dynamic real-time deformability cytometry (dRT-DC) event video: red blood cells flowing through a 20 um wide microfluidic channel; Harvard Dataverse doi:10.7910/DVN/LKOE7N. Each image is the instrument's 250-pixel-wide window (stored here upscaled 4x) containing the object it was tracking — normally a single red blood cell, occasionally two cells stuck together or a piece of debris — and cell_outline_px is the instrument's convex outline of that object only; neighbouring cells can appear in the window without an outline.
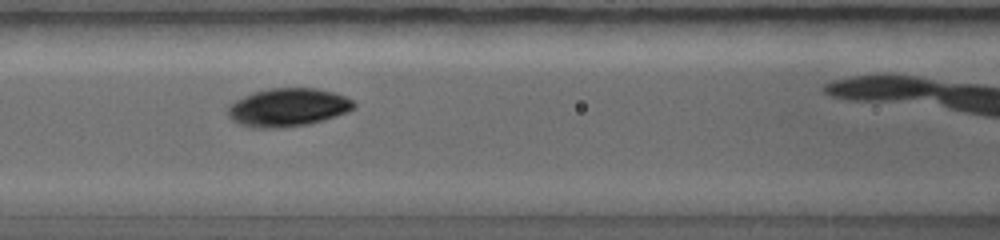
{"species": "common noctule bat (a hibernating species)", "species_latin": "Nyctalus noctula", "temperature_condition": "warm", "stored_images_in_passage": 30, "camera_frame_rate_fps": 5000, "um_per_image_px": 0.085, "animal": {"sex": "female", "body_mass_g": 19.0, "forearm_length_mm": 56.7}, "frame": {"image": 1, "passage_image": 9, "time_ms": 2.0, "image_size_px": [1000, 240], "cell_outline_px": [[356, 108], [348, 112], [320, 120], [304, 124], [248, 124], [236, 120], [228, 112], [228, 104], [252, 92], [268, 88], [316, 88], [336, 92], [352, 100], [356, 104]], "centroid_in_image_um": [24.59, 9.02], "position_along_channel_um": 142.0, "area_um2": 26.41}}
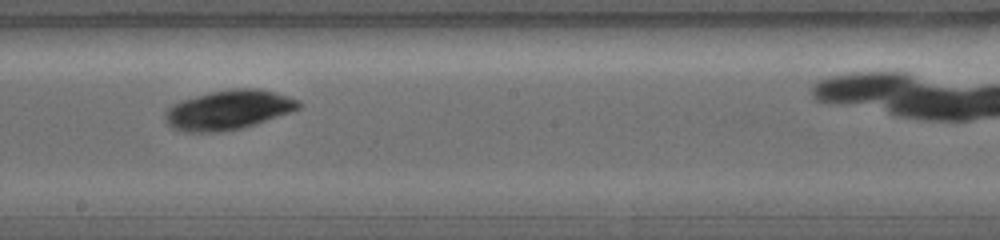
{"frame": {"image": 2, "passage_image": 15, "time_ms": 3.4, "image_size_px": [1000, 240], "cell_outline_px": [[304, 104], [300, 108], [252, 124], [236, 128], [180, 128], [172, 124], [164, 116], [164, 112], [172, 104], [180, 100], [228, 88], [260, 88], [276, 92], [300, 100]], "centroid_in_image_um": [19.55, 9.22], "position_along_channel_um": 228.7, "area_um2": 28.78}}
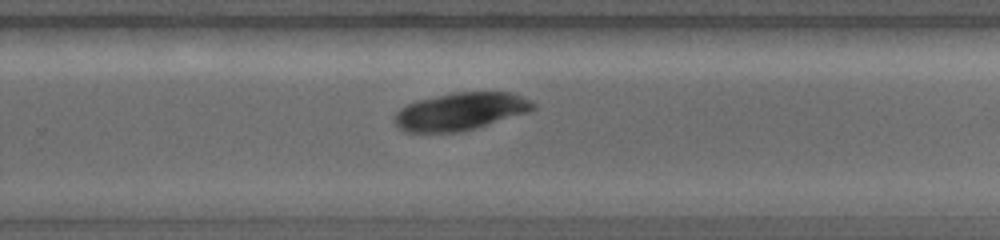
{"frame": {"image": 3, "passage_image": 19, "time_ms": 4.4, "image_size_px": [1000, 240], "cell_outline_px": [[536, 108], [532, 112], [472, 128], [448, 132], [408, 132], [400, 128], [396, 124], [396, 112], [400, 108], [416, 100], [452, 92], [512, 92], [532, 100], [536, 104]], "centroid_in_image_um": [39.21, 9.44], "position_along_channel_um": 290.6, "area_um2": 30.17}}